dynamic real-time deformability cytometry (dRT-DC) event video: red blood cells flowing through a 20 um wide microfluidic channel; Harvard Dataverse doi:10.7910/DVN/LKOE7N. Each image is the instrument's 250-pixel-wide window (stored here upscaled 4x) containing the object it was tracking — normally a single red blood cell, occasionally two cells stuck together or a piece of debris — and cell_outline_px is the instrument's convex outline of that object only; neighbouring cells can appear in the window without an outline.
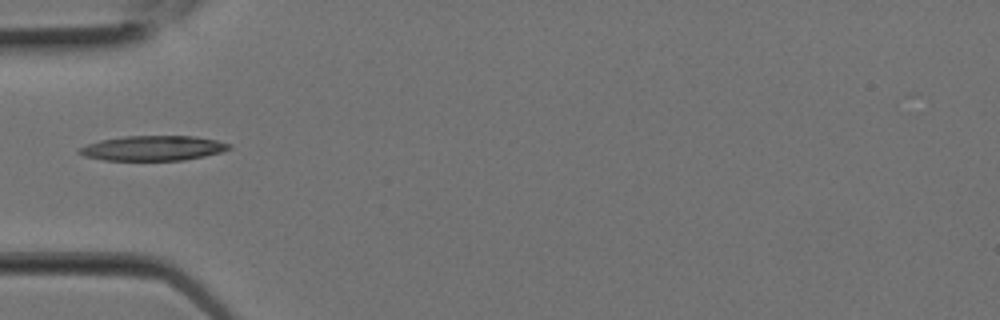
{"species": "Egyptian fruit bat (a non-hibernating species)", "species_latin": "Rousettus aegyptiacus", "temperature_condition": "room temperature", "stored_images_in_passage": 3, "camera_frame_rate_fps": 3000, "um_per_image_px": 0.085, "animal": {"sex": "female"}, "frame": {"image": 1, "passage_image": 3, "time_ms": 0.667, "image_size_px": [1000, 320], "cell_outline_px": [[232, 148], [220, 152], [204, 156], [184, 160], [104, 160], [84, 156], [76, 152], [80, 148], [88, 144], [100, 140], [124, 136], [196, 136], [216, 140], [232, 144]], "centroid_in_image_um": [13.02, 12.59], "position_along_channel_um": 72.0, "area_um2": 21.73}}